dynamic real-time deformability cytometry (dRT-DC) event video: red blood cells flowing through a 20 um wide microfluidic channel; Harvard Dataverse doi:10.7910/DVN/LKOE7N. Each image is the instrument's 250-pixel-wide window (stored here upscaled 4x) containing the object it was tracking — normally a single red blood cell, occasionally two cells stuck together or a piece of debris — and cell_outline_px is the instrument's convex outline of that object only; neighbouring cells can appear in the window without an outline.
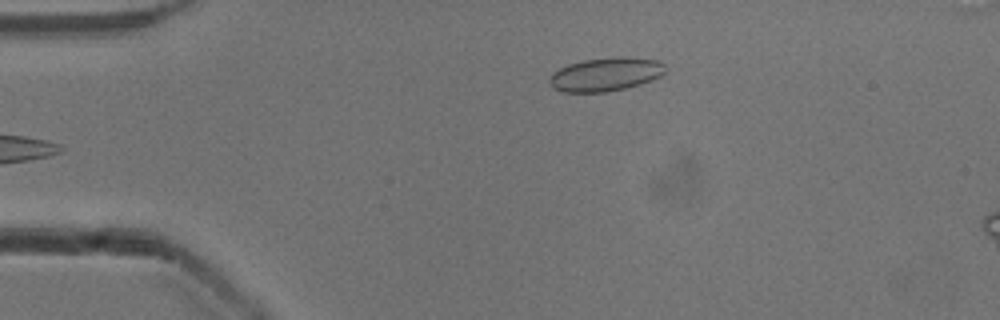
{"species": "common noctule bat (a hibernating species)", "species_latin": "Nyctalus noctula", "temperature_condition": "cold", "stored_images_in_passage": 6, "camera_frame_rate_fps": 3000, "um_per_image_px": 0.085, "animal": {"sex": "male", "body_mass_g": 13.3}, "frame": {"image": 1, "passage_image": 1, "time_ms": 0.0, "image_size_px": [1000, 320], "cell_outline_px": [[668, 68], [660, 76], [652, 80], [640, 84], [624, 88], [604, 92], [564, 92], [552, 88], [548, 80], [552, 72], [568, 64], [584, 60], [612, 56], [628, 56], [660, 60]], "centroid_in_image_um": [51.5, 6.3], "position_along_channel_um": 33.5, "area_um2": 23.0}}